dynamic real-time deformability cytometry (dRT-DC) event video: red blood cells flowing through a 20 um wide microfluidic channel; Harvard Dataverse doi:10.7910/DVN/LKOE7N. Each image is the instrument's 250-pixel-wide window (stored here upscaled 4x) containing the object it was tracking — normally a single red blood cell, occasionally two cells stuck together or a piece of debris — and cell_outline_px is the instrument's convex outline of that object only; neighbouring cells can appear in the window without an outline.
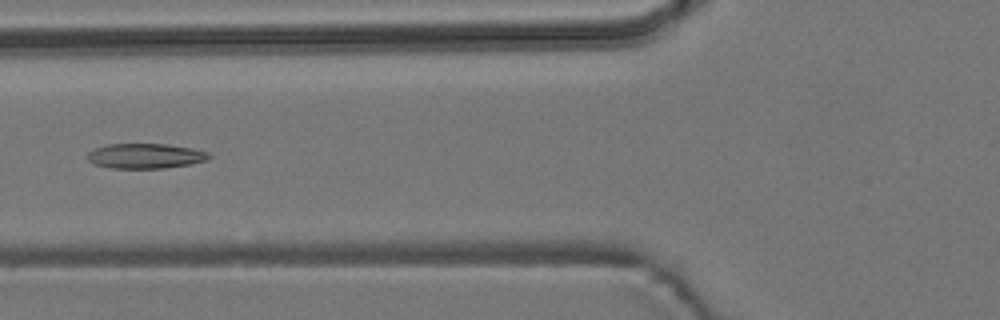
{"species": "common noctule bat (a hibernating species)", "species_latin": "Nyctalus noctula", "temperature_condition": "room temperature", "stored_images_in_passage": 5, "camera_frame_rate_fps": 3000, "um_per_image_px": 0.085, "animal": {"sex": "male", "body_mass_g": 19.2, "forearm_length_mm": 51.8}, "frame": {"image": 1, "passage_image": 5, "time_ms": 1.333, "image_size_px": [1000, 320], "cell_outline_px": [[212, 156], [208, 160], [192, 164], [164, 168], [108, 168], [92, 164], [88, 160], [88, 152], [96, 148], [108, 144], [168, 144], [192, 148], [208, 152]], "centroid_in_image_um": [12.37, 13.26], "position_along_channel_um": 113.4, "area_um2": 17.86}}